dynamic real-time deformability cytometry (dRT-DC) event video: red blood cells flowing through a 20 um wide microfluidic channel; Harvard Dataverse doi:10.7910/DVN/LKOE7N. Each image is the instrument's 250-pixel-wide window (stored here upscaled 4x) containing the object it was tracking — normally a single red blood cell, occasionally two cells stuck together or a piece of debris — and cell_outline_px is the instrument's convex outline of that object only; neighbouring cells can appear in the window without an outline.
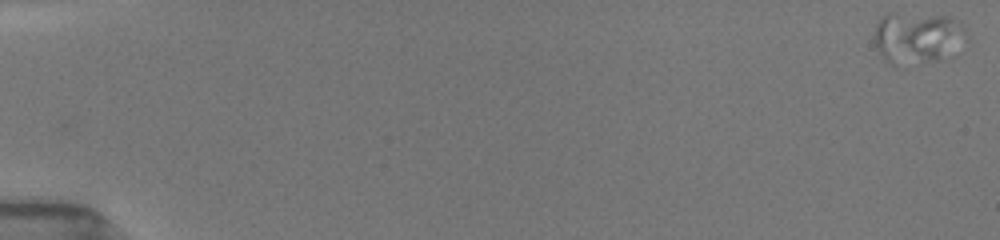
{"species": "common noctule bat (a hibernating species)", "species_latin": "Nyctalus noctula", "temperature_condition": "room temperature", "stored_images_in_passage": 13, "segment_of_instrument_passage": [1, 3], "camera_frame_rate_fps": 3000, "um_per_image_px": 0.085, "animal": {"sex": "female", "body_mass_g": 19.5, "forearm_length_mm": 54.1}, "frame": {"image": 1, "passage_image": 1, "time_ms": 0.0, "image_size_px": [1000, 240], "cell_outline_px": [[964, 32], [944, 56], [940, 60], [924, 60], [900, 40], [900, 36], [912, 24], [932, 16], [952, 16], [964, 28]], "centroid_in_image_um": [79.28, 3.12], "position_along_channel_um": 5.7, "area_um2": 13.93}}